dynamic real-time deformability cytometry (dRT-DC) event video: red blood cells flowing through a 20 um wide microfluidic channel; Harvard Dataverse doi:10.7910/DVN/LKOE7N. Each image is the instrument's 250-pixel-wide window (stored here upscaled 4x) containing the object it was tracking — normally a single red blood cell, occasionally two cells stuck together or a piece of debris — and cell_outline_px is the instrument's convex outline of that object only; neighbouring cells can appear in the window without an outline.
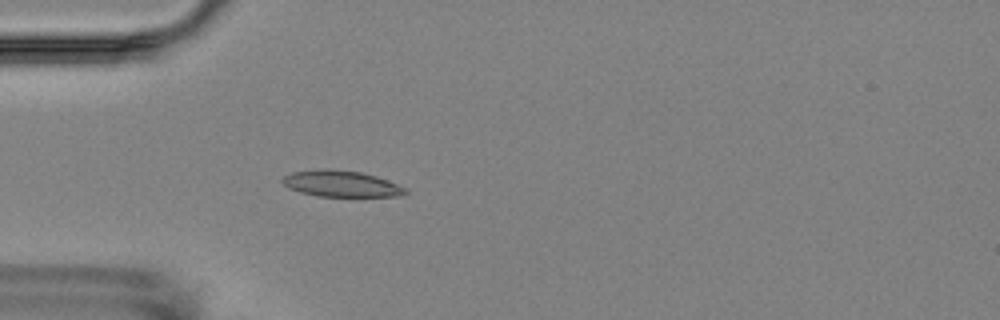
{"species": "Egyptian fruit bat (a non-hibernating species)", "species_latin": "Rousettus aegyptiacus", "temperature_condition": "room temperature", "stored_images_in_passage": 4, "camera_frame_rate_fps": 3000, "um_per_image_px": 0.085, "animal": {"sex": "female"}, "frame": {"image": 1, "passage_image": 4, "time_ms": 4.333, "image_size_px": [1000, 320], "cell_outline_px": [[408, 192], [404, 196], [316, 196], [300, 192], [288, 188], [280, 180], [284, 176], [292, 172], [360, 172], [376, 176], [408, 188]], "centroid_in_image_um": [29.08, 15.68], "position_along_channel_um": 55.9, "area_um2": 17.86}}